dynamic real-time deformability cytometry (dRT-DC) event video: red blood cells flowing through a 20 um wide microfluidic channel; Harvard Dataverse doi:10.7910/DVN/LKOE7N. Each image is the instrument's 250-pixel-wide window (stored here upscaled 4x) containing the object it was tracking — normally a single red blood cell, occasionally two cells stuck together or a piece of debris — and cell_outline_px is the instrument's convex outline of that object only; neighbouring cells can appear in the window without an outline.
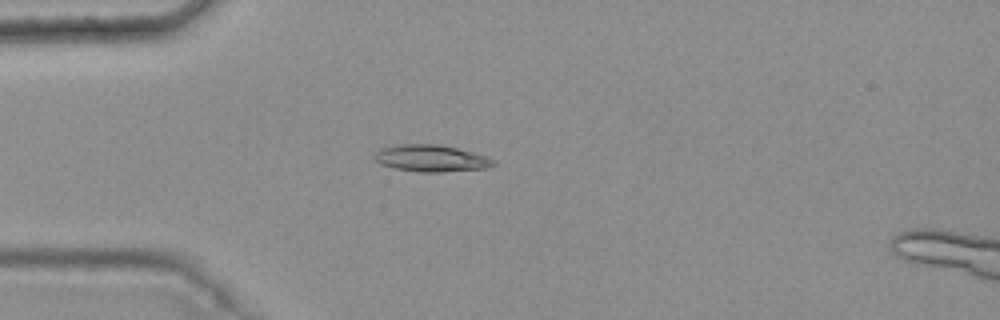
{"species": "common noctule bat (a hibernating species)", "species_latin": "Nyctalus noctula", "temperature_condition": "warm", "stored_images_in_passage": 4, "camera_frame_rate_fps": 3000, "um_per_image_px": 0.085, "animal": {"sex": "female", "body_mass_g": 25.1}, "frame": {"image": 1, "passage_image": 4, "time_ms": 1.0, "image_size_px": [1000, 320], "cell_outline_px": [[496, 164], [488, 168], [440, 172], [420, 172], [396, 168], [380, 164], [372, 156], [376, 152], [384, 148], [400, 144], [440, 144], [472, 152], [496, 160]], "centroid_in_image_um": [36.67, 13.46], "position_along_channel_um": 48.3, "area_um2": 18.44}}